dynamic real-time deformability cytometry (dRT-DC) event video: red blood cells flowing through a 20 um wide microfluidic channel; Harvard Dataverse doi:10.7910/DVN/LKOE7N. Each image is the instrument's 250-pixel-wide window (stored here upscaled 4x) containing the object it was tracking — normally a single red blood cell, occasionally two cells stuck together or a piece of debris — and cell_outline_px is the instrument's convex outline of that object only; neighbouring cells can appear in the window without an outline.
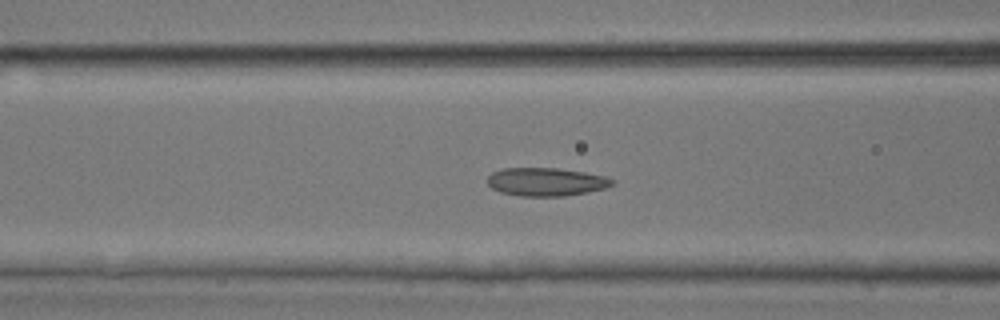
{"species": "common noctule bat (a hibernating species)", "species_latin": "Nyctalus noctula", "temperature_condition": "room temperature", "stored_images_in_passage": 46, "camera_frame_rate_fps": 3000, "um_per_image_px": 0.085, "animal": {"sex": "male", "body_mass_g": 17.9, "forearm_length_mm": 54.2}, "frame": {"image": 1, "passage_image": 19, "time_ms": 6.0, "image_size_px": [1000, 320], "cell_outline_px": [[616, 180], [612, 184], [604, 188], [588, 192], [564, 196], [520, 196], [500, 192], [492, 188], [488, 184], [488, 176], [492, 172], [504, 168], [556, 168], [584, 172], [604, 176]], "centroid_in_image_um": [46.4, 15.46], "position_along_channel_um": 120.2, "area_um2": 20.46}}
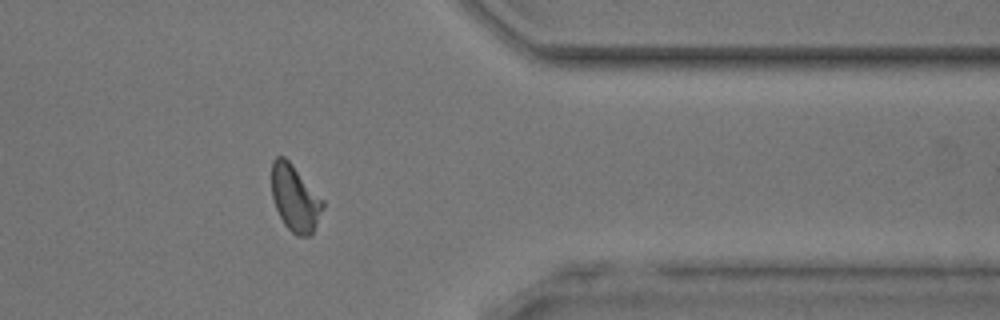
{"frame": {"image": 2, "passage_image": 38, "time_ms": 12.333, "image_size_px": [1000, 320], "cell_outline_px": [[324, 208], [312, 232], [308, 236], [296, 236], [284, 224], [276, 208], [272, 196], [272, 160], [276, 156], [284, 156], [292, 164], [324, 200]], "centroid_in_image_um": [25.07, 16.84], "position_along_channel_um": 386.3, "area_um2": 19.65}}
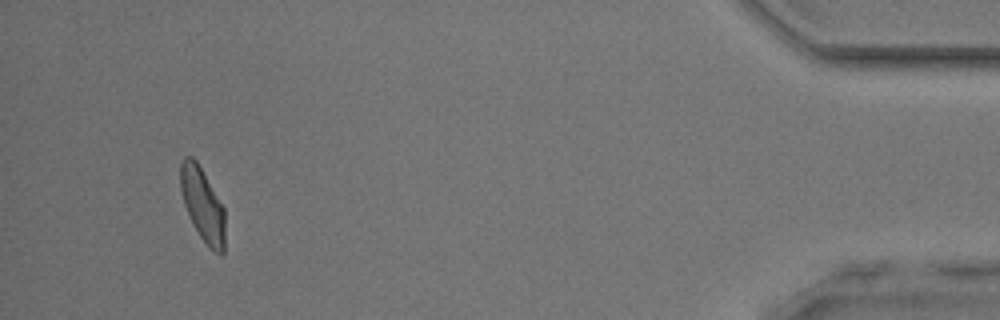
{"frame": {"image": 3, "passage_image": 44, "time_ms": 14.333, "image_size_px": [1000, 320], "cell_outline_px": [[224, 252], [220, 256], [208, 248], [192, 224], [184, 204], [180, 188], [180, 164], [184, 156], [192, 156], [196, 160], [224, 208]], "centroid_in_image_um": [17.21, 17.42], "position_along_channel_um": 418.0, "area_um2": 19.07}}